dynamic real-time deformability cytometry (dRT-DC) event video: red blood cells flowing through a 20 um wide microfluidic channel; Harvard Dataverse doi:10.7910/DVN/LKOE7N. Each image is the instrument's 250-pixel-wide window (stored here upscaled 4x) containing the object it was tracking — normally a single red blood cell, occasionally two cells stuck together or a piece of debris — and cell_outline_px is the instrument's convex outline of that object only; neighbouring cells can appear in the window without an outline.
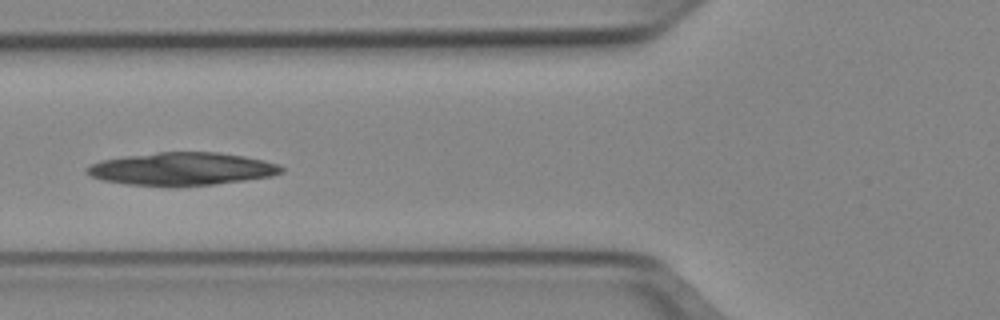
{"species": "Egyptian fruit bat (a non-hibernating species)", "species_latin": "Rousettus aegyptiacus", "temperature_condition": "cold", "stored_images_in_passage": 37, "camera_frame_rate_fps": 3000, "um_per_image_px": 0.085, "animal": {"sex": "female"}, "frame": {"image": 1, "passage_image": 5, "time_ms": 1.333, "image_size_px": [1000, 320], "cell_outline_px": [[284, 172], [272, 176], [244, 180], [212, 184], [128, 184], [104, 180], [92, 176], [84, 172], [84, 168], [100, 160], [124, 156], [156, 152], [216, 152], [244, 156], [264, 160], [280, 164], [284, 168]], "centroid_in_image_um": [15.48, 14.32], "position_along_channel_um": 110.3, "area_um2": 36.53}}
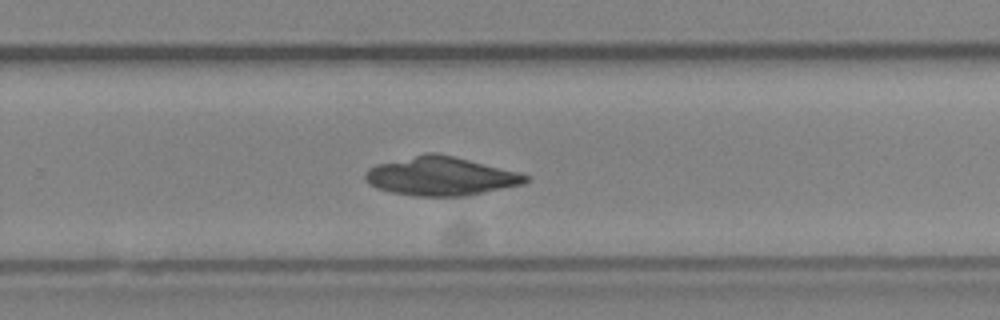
{"frame": {"image": 2, "passage_image": 19, "time_ms": 6.0, "image_size_px": [1000, 320], "cell_outline_px": [[528, 180], [524, 184], [468, 196], [416, 196], [392, 192], [376, 188], [368, 184], [364, 180], [364, 172], [368, 168], [376, 164], [428, 152], [436, 152], [520, 172], [528, 176]], "centroid_in_image_um": [37.44, 14.98], "position_along_channel_um": 292.4, "area_um2": 36.36}}
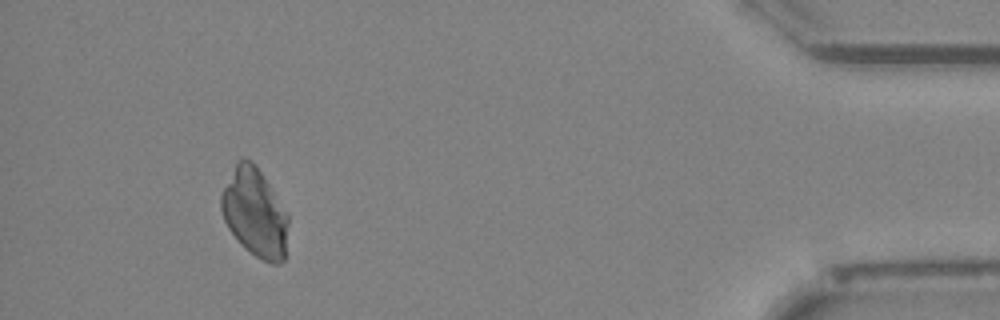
{"frame": {"image": 3, "passage_image": 33, "time_ms": 10.667, "image_size_px": [1000, 320], "cell_outline_px": [[288, 224], [284, 260], [280, 264], [272, 264], [256, 256], [244, 248], [240, 244], [228, 228], [224, 220], [220, 208], [220, 196], [236, 160], [244, 156], [252, 160], [268, 184], [288, 216]], "centroid_in_image_um": [21.62, 18.08], "position_along_channel_um": 413.6, "area_um2": 34.33}}